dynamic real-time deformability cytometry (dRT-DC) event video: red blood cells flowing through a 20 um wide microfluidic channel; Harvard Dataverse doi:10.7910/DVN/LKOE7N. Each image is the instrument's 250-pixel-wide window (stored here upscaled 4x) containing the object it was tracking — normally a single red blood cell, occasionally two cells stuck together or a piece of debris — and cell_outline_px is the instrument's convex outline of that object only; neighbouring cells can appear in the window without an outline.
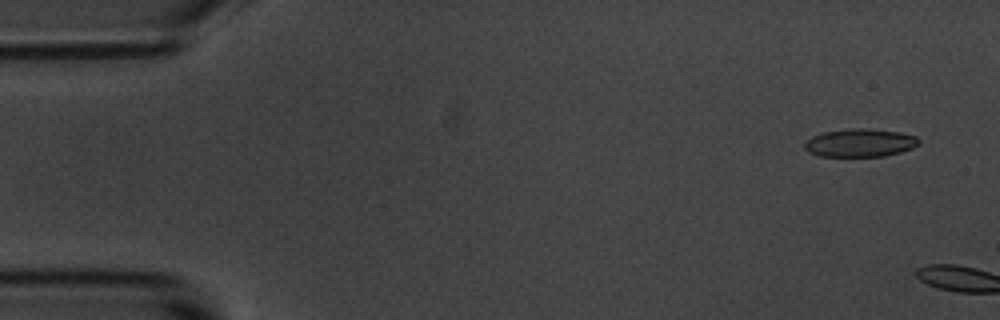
{"species": "common noctule bat (a hibernating species)", "species_latin": "Nyctalus noctula", "temperature_condition": "room temperature", "stored_images_in_passage": 2, "camera_frame_rate_fps": 3000, "um_per_image_px": 0.085, "animal": {"sex": "male", "body_mass_g": 20.1, "forearm_length_mm": 53.5}, "frame": {"image": 1, "passage_image": 1, "time_ms": 0.0, "image_size_px": [1000, 320], "cell_outline_px": [[920, 144], [912, 148], [900, 152], [884, 156], [820, 156], [808, 152], [804, 148], [804, 140], [812, 136], [824, 132], [848, 128], [864, 128], [900, 132], [916, 136], [920, 140]], "centroid_in_image_um": [73.09, 12.13], "position_along_channel_um": 11.9, "area_um2": 18.84}}